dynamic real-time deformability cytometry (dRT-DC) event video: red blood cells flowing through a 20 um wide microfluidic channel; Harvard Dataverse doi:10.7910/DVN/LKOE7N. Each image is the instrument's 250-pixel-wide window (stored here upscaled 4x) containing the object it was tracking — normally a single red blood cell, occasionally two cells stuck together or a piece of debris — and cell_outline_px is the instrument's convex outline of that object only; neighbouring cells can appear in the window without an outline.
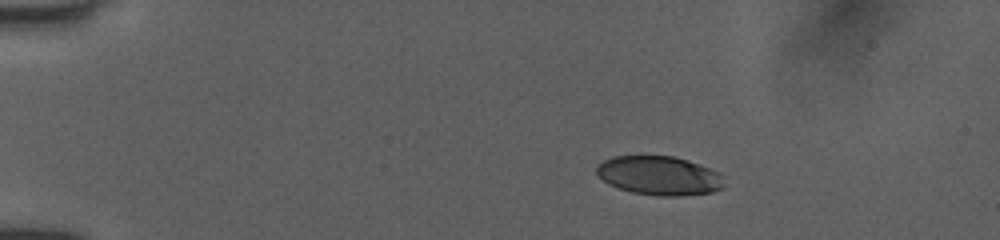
{"species": "human", "species_latin": "Homo sapiens", "temperature_condition": "room temperature", "stored_images_in_passage": 43, "camera_frame_rate_fps": 3000, "um_per_image_px": 0.085, "donor": {"sex": "female"}, "frame": {"image": 1, "passage_image": 1, "time_ms": 0.0, "image_size_px": [1000, 240], "cell_outline_px": [[724, 188], [712, 192], [680, 196], [660, 196], [632, 192], [608, 184], [596, 172], [596, 168], [604, 160], [612, 156], [640, 152], [644, 152], [672, 156], [688, 160], [712, 168], [720, 172], [724, 176]], "centroid_in_image_um": [56.05, 14.87], "position_along_channel_um": 28.9, "area_um2": 30.06}}
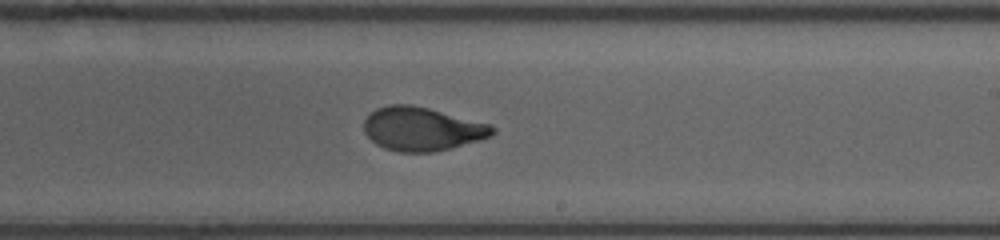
{"frame": {"image": 2, "passage_image": 24, "time_ms": 7.667, "image_size_px": [1000, 240], "cell_outline_px": [[496, 132], [492, 136], [480, 140], [432, 152], [400, 152], [384, 148], [376, 144], [364, 132], [364, 120], [376, 108], [388, 104], [412, 104], [492, 124], [496, 128]], "centroid_in_image_um": [35.89, 10.95], "position_along_channel_um": 253.1, "area_um2": 32.71}}
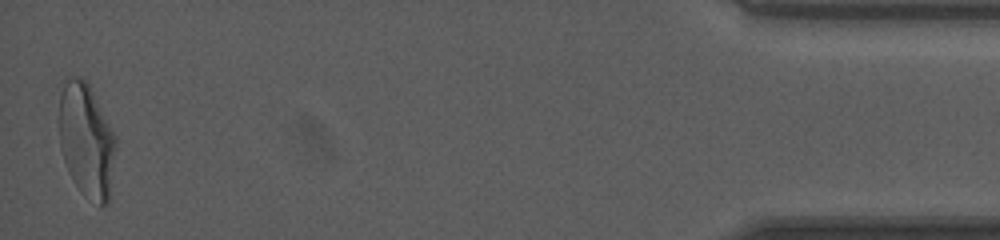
{"frame": {"image": 3, "passage_image": 43, "time_ms": 14.0, "image_size_px": [1000, 240], "cell_outline_px": [[116, 144], [108, 204], [100, 208], [84, 196], [80, 192], [64, 160], [60, 148], [60, 96], [64, 80], [88, 80], [116, 136]], "centroid_in_image_um": [7.38, 11.98], "position_along_channel_um": 427.8, "area_um2": 37.45}, "authors_computed_cell_mechanics": {"area_um2": 33.1194, "velocity_mm_per_s": 4.0224, "shape_relaxation_time_tau1_ms": 4.5014, "shape_relaxation_time_tau2_ms": 0.7588, "deformation_change_tau1": 0.185, "deformation_change_tau2": 0.0619}}